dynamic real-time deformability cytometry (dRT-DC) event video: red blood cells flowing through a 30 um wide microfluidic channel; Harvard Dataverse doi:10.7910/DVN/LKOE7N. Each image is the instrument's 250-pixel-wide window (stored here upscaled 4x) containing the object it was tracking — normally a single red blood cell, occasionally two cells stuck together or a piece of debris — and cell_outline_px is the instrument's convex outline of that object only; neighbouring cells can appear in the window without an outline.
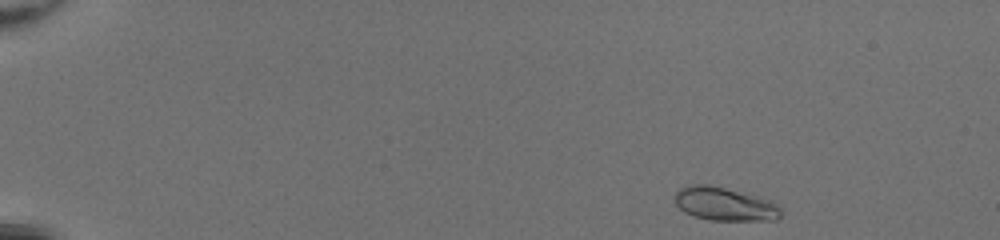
{"species": "common noctule bat (a hibernating species)", "species_latin": "Nyctalus noctula", "temperature_condition": "room temperature", "stored_images_in_passage": 21, "camera_frame_rate_fps": 3000, "um_per_image_px": 0.085, "animal": {"sex": "female", "body_mass_g": 20.0, "forearm_length_mm": 54.0}, "frame": {"image": 1, "passage_image": 1, "time_ms": 0.0, "image_size_px": [1000, 240], "cell_outline_px": [[780, 216], [776, 220], [708, 220], [684, 212], [676, 204], [676, 192], [680, 188], [688, 184], [708, 184], [772, 200], [780, 208]], "centroid_in_image_um": [61.59, 17.34], "position_along_channel_um": 23.4, "area_um2": 20.46}}
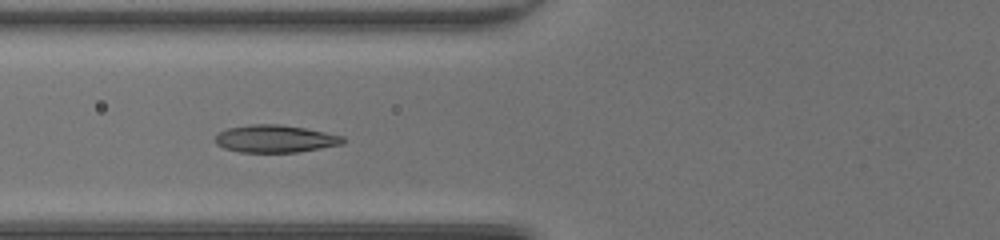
{"frame": {"image": 2, "passage_image": 16, "time_ms": 5.0, "image_size_px": [1000, 240], "cell_outline_px": [[344, 144], [296, 152], [240, 152], [224, 148], [216, 144], [216, 136], [220, 132], [228, 128], [252, 124], [280, 124], [304, 128], [344, 136]], "centroid_in_image_um": [23.4, 11.79], "position_along_channel_um": 102.4, "area_um2": 20.29}}
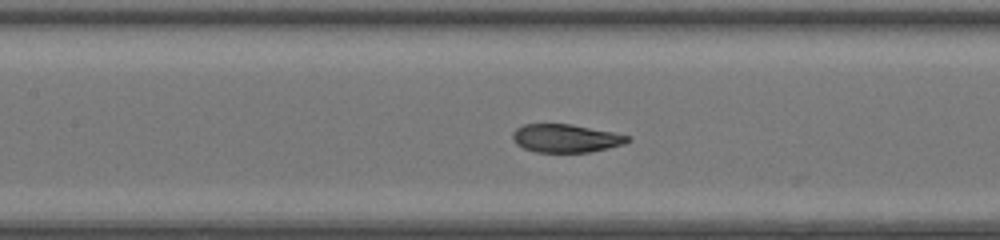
{"frame": {"image": 3, "passage_image": 20, "time_ms": 6.333, "image_size_px": [1000, 240], "cell_outline_px": [[632, 140], [624, 144], [608, 148], [588, 152], [536, 152], [524, 148], [516, 144], [512, 140], [512, 132], [516, 128], [524, 124], [572, 124], [612, 132], [628, 136]], "centroid_in_image_um": [48.06, 11.75], "position_along_channel_um": 159.3, "area_um2": 18.9}}